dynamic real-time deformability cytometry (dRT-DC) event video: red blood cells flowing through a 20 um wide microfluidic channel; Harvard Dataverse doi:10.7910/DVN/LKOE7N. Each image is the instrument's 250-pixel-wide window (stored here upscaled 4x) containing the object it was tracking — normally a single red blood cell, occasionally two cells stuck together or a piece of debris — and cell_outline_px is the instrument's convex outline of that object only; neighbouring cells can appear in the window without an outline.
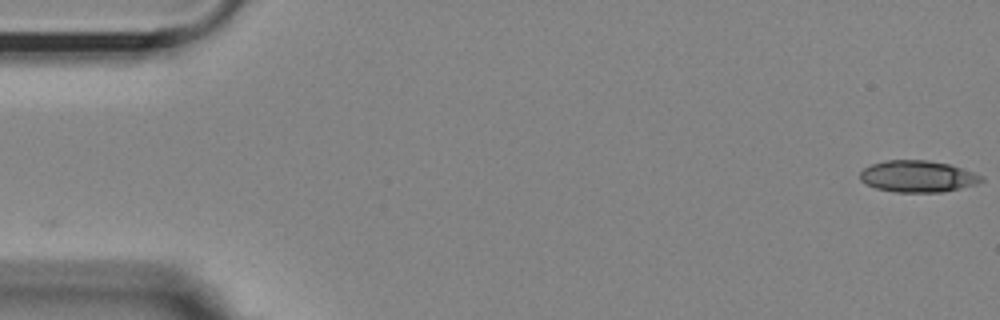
{"species": "Egyptian fruit bat (a non-hibernating species)", "species_latin": "Rousettus aegyptiacus", "temperature_condition": "room temperature", "stored_images_in_passage": 16, "camera_frame_rate_fps": 3000, "um_per_image_px": 0.085, "animal": {"sex": "female"}, "frame": {"image": 1, "passage_image": 1, "time_ms": 0.0, "image_size_px": [1000, 320], "cell_outline_px": [[984, 180], [976, 184], [944, 192], [896, 192], [876, 188], [864, 184], [860, 180], [860, 172], [864, 168], [872, 164], [888, 160], [924, 160], [948, 164], [984, 176]], "centroid_in_image_um": [77.98, 15.0], "position_along_channel_um": 7.0, "area_um2": 22.25}}
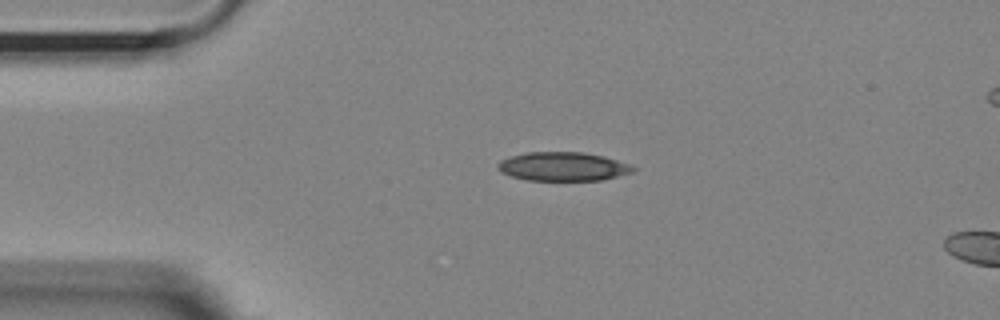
{"frame": {"image": 2, "passage_image": 12, "time_ms": 3.667, "image_size_px": [1000, 320], "cell_outline_px": [[636, 168], [632, 172], [600, 180], [528, 180], [512, 176], [496, 168], [496, 164], [500, 160], [508, 156], [528, 152], [580, 152], [604, 156], [628, 164]], "centroid_in_image_um": [47.8, 14.14], "position_along_channel_um": 37.2, "area_um2": 22.48}}